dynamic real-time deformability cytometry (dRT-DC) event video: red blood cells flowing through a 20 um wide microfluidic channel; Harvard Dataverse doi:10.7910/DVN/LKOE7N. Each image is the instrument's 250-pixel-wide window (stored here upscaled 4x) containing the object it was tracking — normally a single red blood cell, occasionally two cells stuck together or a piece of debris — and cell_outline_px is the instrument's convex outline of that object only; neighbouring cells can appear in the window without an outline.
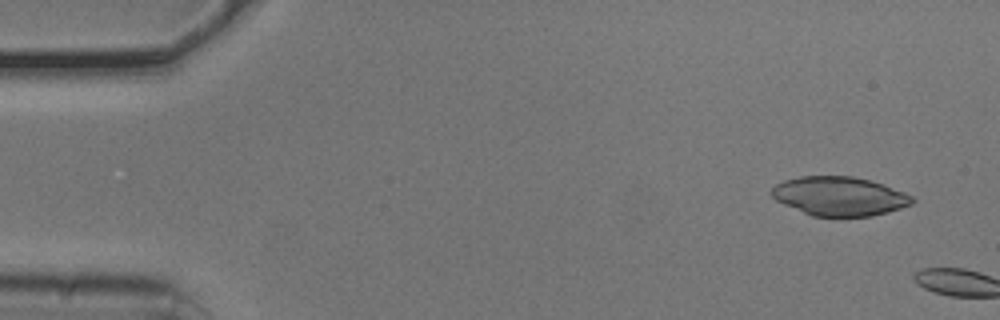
{"species": "common noctule bat (a hibernating species)", "species_latin": "Nyctalus noctula", "temperature_condition": "cold", "stored_images_in_passage": 5, "camera_frame_rate_fps": 3000, "um_per_image_px": 0.085, "animal": {"sex": "male", "body_mass_g": 20.5, "forearm_length_mm": 52.5}, "frame": {"image": 1, "passage_image": 3, "time_ms": 0.667, "image_size_px": [1000, 320], "cell_outline_px": [[916, 200], [912, 204], [888, 212], [872, 216], [812, 216], [784, 204], [776, 200], [768, 192], [776, 184], [784, 180], [800, 176], [852, 176], [868, 180], [904, 192], [912, 196]], "centroid_in_image_um": [71.32, 16.68], "position_along_channel_um": 13.7, "area_um2": 31.79}}